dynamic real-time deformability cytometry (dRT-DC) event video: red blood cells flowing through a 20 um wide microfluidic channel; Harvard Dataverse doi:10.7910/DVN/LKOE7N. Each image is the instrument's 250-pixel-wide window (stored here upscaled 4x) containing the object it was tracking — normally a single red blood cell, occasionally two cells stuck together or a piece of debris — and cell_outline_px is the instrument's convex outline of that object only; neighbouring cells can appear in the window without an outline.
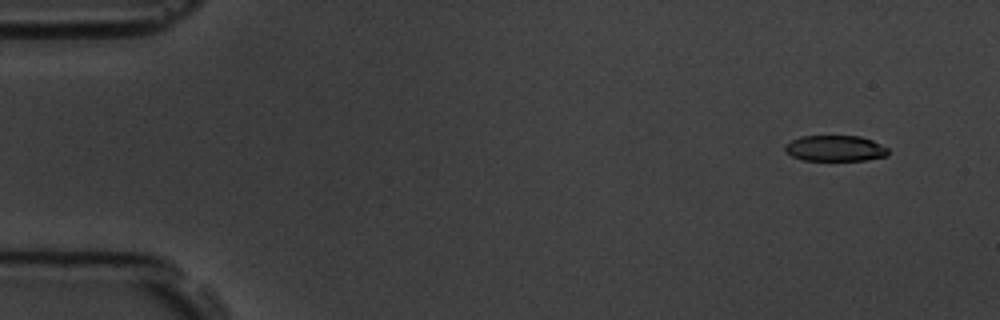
{"species": "common noctule bat (a hibernating species)", "species_latin": "Nyctalus noctula", "temperature_condition": "room temperature", "stored_images_in_passage": 4, "camera_frame_rate_fps": 3000, "um_per_image_px": 0.085, "animal": {"sex": "male", "body_mass_g": 19.5, "forearm_length_mm": 54.6}, "frame": {"image": 1, "passage_image": 2, "time_ms": 1.0, "image_size_px": [1000, 320], "cell_outline_px": [[888, 156], [864, 160], [804, 160], [792, 156], [784, 152], [784, 144], [800, 136], [860, 136], [872, 140], [888, 148]], "centroid_in_image_um": [70.97, 12.61], "position_along_channel_um": 14.0, "area_um2": 15.61}}